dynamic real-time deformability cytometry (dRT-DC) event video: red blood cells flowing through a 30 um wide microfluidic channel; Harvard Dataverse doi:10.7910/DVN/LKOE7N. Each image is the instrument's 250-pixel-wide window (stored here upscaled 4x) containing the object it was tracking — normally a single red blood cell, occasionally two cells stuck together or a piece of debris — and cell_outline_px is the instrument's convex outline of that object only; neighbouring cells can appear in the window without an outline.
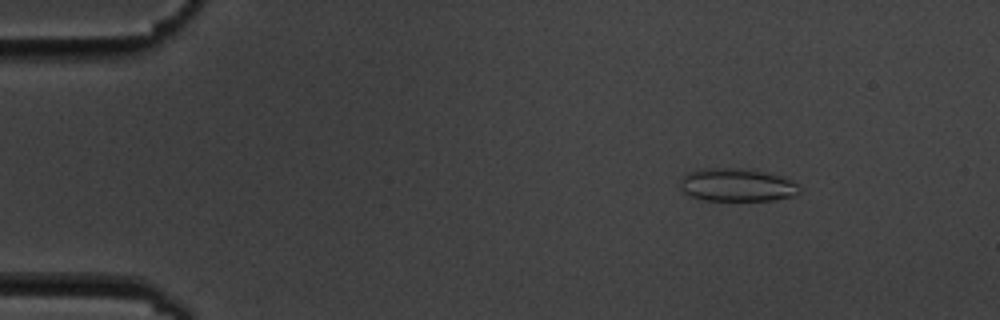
{"species": "common noctule bat (a hibernating species)", "species_latin": "Nyctalus noctula", "temperature_condition": "cold", "stored_images_in_passage": 11, "camera_frame_rate_fps": 3000, "um_per_image_px": 0.085, "animal": {"sex": "male", "body_mass_g": 19.5, "forearm_length_mm": 54.6}, "frame": {"image": 1, "passage_image": 2, "time_ms": 2.0, "image_size_px": [1000, 320], "cell_outline_px": [[800, 192], [796, 196], [772, 200], [704, 200], [692, 196], [684, 192], [680, 188], [680, 180], [688, 172], [700, 168], [744, 168], [788, 176], [800, 188]], "centroid_in_image_um": [62.69, 15.7], "position_along_channel_um": 22.3, "area_um2": 23.29}}
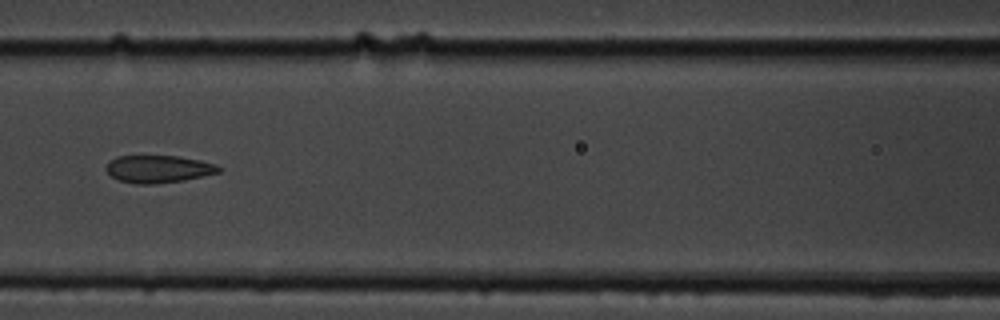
{"frame": {"image": 2, "passage_image": 7, "time_ms": 8.0, "image_size_px": [1000, 320], "cell_outline_px": [[224, 168], [220, 172], [184, 180], [152, 184], [136, 184], [120, 180], [112, 176], [104, 168], [108, 160], [116, 156], [176, 156], [200, 160], [216, 164]], "centroid_in_image_um": [13.46, 14.36], "position_along_channel_um": 153.1, "area_um2": 18.09}}
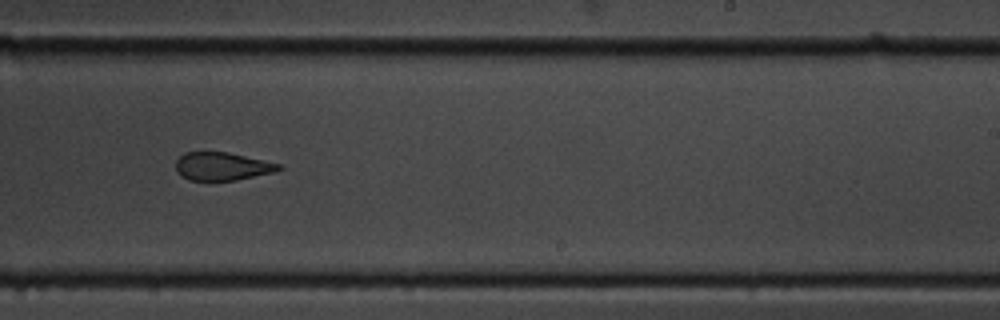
{"frame": {"image": 3, "passage_image": 10, "time_ms": 11.333, "image_size_px": [1000, 320], "cell_outline_px": [[284, 168], [276, 172], [236, 180], [188, 180], [180, 176], [176, 172], [176, 160], [184, 152], [228, 152], [280, 164]], "centroid_in_image_um": [18.87, 14.14], "position_along_channel_um": 270.1, "area_um2": 16.94}}